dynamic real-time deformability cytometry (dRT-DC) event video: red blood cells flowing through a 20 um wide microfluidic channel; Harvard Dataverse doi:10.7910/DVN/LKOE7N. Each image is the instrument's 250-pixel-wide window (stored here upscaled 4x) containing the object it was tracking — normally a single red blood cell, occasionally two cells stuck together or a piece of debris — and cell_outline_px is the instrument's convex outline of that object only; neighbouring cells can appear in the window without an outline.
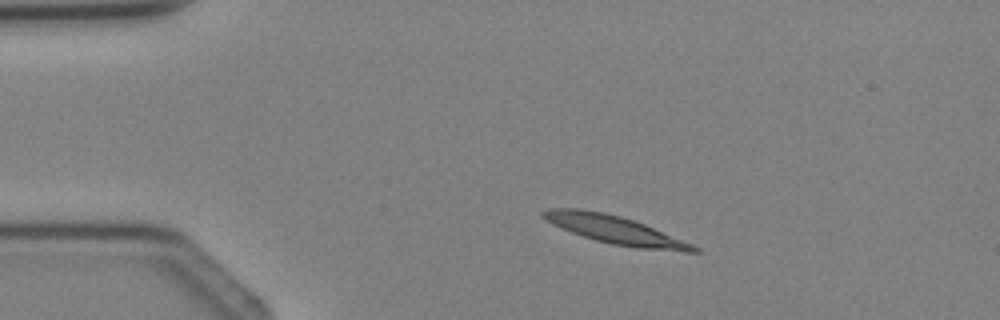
{"species": "Egyptian fruit bat (a non-hibernating species)", "species_latin": "Rousettus aegyptiacus", "temperature_condition": "cold", "stored_images_in_passage": 1, "camera_frame_rate_fps": 3000, "um_per_image_px": 0.085, "animal": {"sex": "female"}, "frame": {"image": 1, "passage_image": 1, "time_ms": 0.0, "image_size_px": [1000, 320], "cell_outline_px": [[700, 252], [684, 252], [636, 248], [612, 244], [596, 240], [572, 232], [552, 224], [540, 216], [540, 212], [548, 208], [580, 208], [604, 212], [620, 216], [644, 224], [692, 244], [700, 248]], "centroid_in_image_um": [52.26, 19.53], "position_along_channel_um": 32.7, "area_um2": 24.51}}